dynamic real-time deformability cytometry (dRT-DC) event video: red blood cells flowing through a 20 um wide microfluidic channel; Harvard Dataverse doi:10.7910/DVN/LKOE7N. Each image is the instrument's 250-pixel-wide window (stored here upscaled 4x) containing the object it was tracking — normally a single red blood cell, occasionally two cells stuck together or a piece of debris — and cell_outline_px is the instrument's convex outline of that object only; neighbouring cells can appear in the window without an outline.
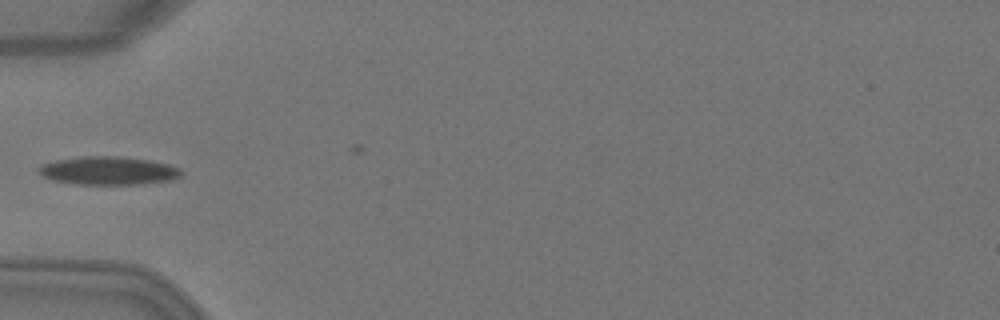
{"species": "Egyptian fruit bat (a non-hibernating species)", "species_latin": "Rousettus aegyptiacus", "temperature_condition": "warm", "stored_images_in_passage": 5, "camera_frame_rate_fps": 3000, "um_per_image_px": 0.085, "animal": {"sex": "female"}, "frame": {"image": 1, "passage_image": 5, "time_ms": 1.333, "image_size_px": [1000, 320], "cell_outline_px": [[184, 176], [172, 180], [140, 184], [76, 184], [52, 180], [36, 172], [36, 168], [40, 164], [56, 160], [80, 156], [120, 156], [148, 160], [168, 164], [180, 168], [184, 172]], "centroid_in_image_um": [9.21, 14.5], "position_along_channel_um": 75.8, "area_um2": 23.81}}